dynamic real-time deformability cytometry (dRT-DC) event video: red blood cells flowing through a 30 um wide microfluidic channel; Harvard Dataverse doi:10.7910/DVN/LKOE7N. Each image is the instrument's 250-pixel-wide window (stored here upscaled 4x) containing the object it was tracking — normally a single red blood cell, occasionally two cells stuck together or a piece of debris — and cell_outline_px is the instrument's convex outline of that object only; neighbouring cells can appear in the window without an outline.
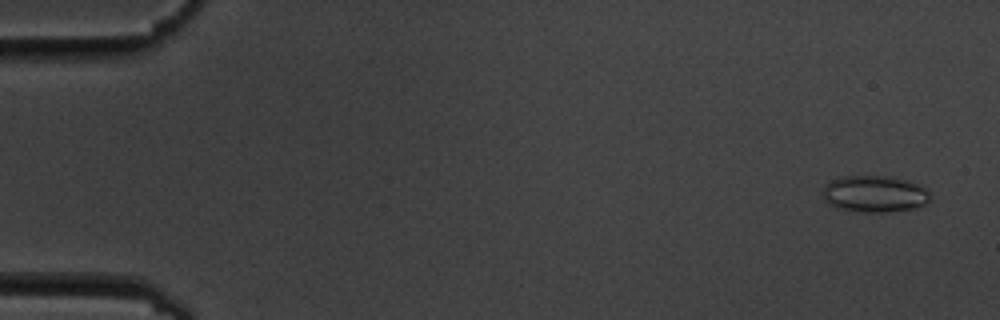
{"species": "common noctule bat (a hibernating species)", "species_latin": "Nyctalus noctula", "temperature_condition": "cold", "stored_images_in_passage": 15, "camera_frame_rate_fps": 3000, "um_per_image_px": 0.085, "animal": {"sex": "male", "body_mass_g": 19.5, "forearm_length_mm": 54.6}, "frame": {"image": 1, "passage_image": 1, "time_ms": 0.0, "image_size_px": [1000, 320], "cell_outline_px": [[932, 200], [916, 208], [884, 212], [864, 212], [836, 208], [824, 200], [824, 188], [832, 180], [844, 176], [888, 176], [908, 180], [924, 188], [928, 192]], "centroid_in_image_um": [74.36, 16.49], "position_along_channel_um": 10.6, "area_um2": 22.77}}
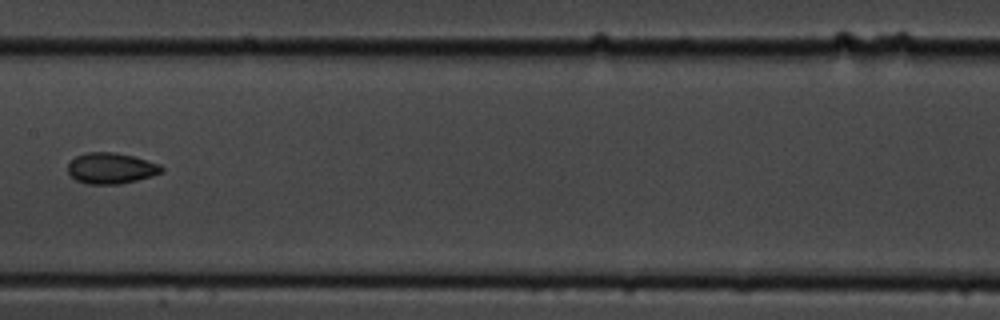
{"frame": {"image": 2, "passage_image": 8, "time_ms": 9.0, "image_size_px": [1000, 320], "cell_outline_px": [[164, 172], [152, 176], [120, 184], [88, 184], [76, 180], [68, 172], [68, 164], [76, 156], [88, 152], [112, 152], [132, 156], [160, 164], [164, 168]], "centroid_in_image_um": [9.46, 14.3], "position_along_channel_um": 197.9, "area_um2": 16.82}}
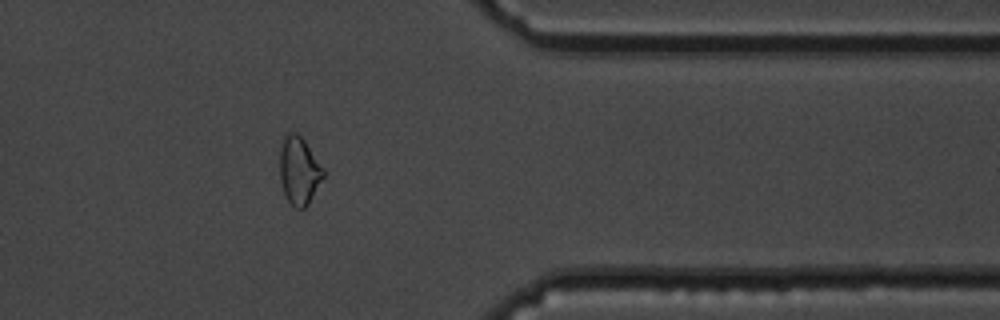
{"frame": {"image": 3, "passage_image": 13, "time_ms": 14.667, "image_size_px": [1000, 320], "cell_outline_px": [[324, 176], [308, 204], [304, 208], [296, 208], [288, 200], [284, 192], [280, 180], [280, 148], [284, 136], [288, 132], [296, 132], [304, 140], [324, 168]], "centroid_in_image_um": [25.42, 14.48], "position_along_channel_um": 386.0, "area_um2": 17.05}, "authors_computed_cell_mechanics": {"area_um2": 16.8198, "velocity_mm_per_s": 3.5401, "shape_relaxation_time_tau1_ms": 3.7687, "shape_relaxation_time_tau2_ms": 2.0764, "deformation_change_tau1": 0.0646, "deformation_change_tau2": 0.0361}}